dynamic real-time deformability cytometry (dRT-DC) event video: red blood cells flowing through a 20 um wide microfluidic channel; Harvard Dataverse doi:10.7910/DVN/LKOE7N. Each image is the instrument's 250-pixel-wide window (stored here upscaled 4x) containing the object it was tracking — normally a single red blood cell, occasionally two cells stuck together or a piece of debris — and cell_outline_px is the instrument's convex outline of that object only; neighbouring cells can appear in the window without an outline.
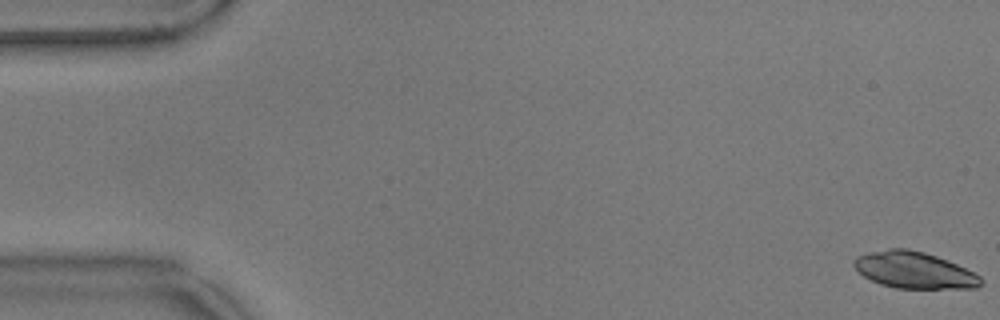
{"species": "common noctule bat (a hibernating species)", "species_latin": "Nyctalus noctula", "temperature_condition": "warm", "stored_images_in_passage": 57, "camera_frame_rate_fps": 3000, "um_per_image_px": 0.085, "animal": {"sex": "male", "body_mass_g": 17.9}, "frame": {"image": 1, "passage_image": 1, "time_ms": 0.0, "image_size_px": [1000, 320], "cell_outline_px": [[984, 280], [976, 288], [896, 288], [880, 284], [864, 276], [852, 264], [852, 260], [856, 256], [868, 252], [888, 248], [908, 248], [924, 252], [948, 260], [980, 276]], "centroid_in_image_um": [77.67, 22.95], "position_along_channel_um": 7.3, "area_um2": 26.99}}
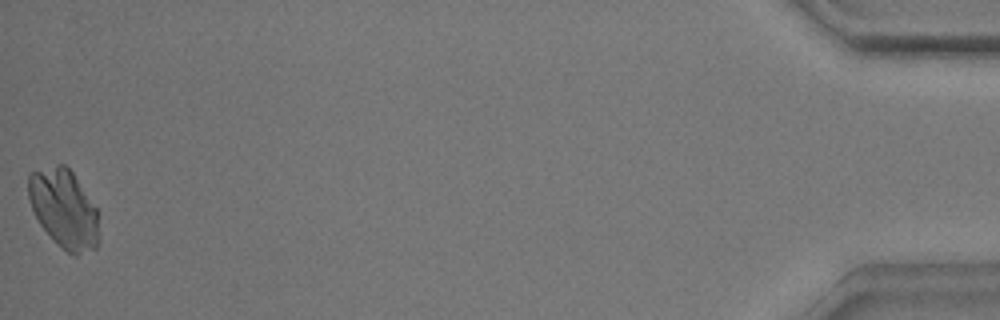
{"frame": {"image": 2, "passage_image": 57, "time_ms": 18.667, "image_size_px": [1000, 320], "cell_outline_px": [[100, 240], [96, 248], [76, 256], [68, 252], [40, 224], [32, 208], [28, 196], [28, 172], [56, 164], [64, 164], [72, 172], [96, 208]], "centroid_in_image_um": [5.44, 17.72], "position_along_channel_um": 429.8, "area_um2": 32.02}}